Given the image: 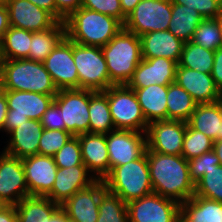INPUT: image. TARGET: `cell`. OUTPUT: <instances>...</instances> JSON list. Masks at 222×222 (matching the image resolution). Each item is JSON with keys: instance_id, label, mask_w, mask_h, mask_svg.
I'll return each mask as SVG.
<instances>
[{"instance_id": "12", "label": "cell", "mask_w": 222, "mask_h": 222, "mask_svg": "<svg viewBox=\"0 0 222 222\" xmlns=\"http://www.w3.org/2000/svg\"><path fill=\"white\" fill-rule=\"evenodd\" d=\"M109 153V172L113 167L140 158L147 149L146 132L115 129L106 134Z\"/></svg>"}, {"instance_id": "14", "label": "cell", "mask_w": 222, "mask_h": 222, "mask_svg": "<svg viewBox=\"0 0 222 222\" xmlns=\"http://www.w3.org/2000/svg\"><path fill=\"white\" fill-rule=\"evenodd\" d=\"M187 122L160 120L148 124L147 149L165 155H181Z\"/></svg>"}, {"instance_id": "16", "label": "cell", "mask_w": 222, "mask_h": 222, "mask_svg": "<svg viewBox=\"0 0 222 222\" xmlns=\"http://www.w3.org/2000/svg\"><path fill=\"white\" fill-rule=\"evenodd\" d=\"M9 24L30 32L52 28L58 20L48 11L28 0H7Z\"/></svg>"}, {"instance_id": "32", "label": "cell", "mask_w": 222, "mask_h": 222, "mask_svg": "<svg viewBox=\"0 0 222 222\" xmlns=\"http://www.w3.org/2000/svg\"><path fill=\"white\" fill-rule=\"evenodd\" d=\"M167 119L188 122L197 103L175 82L168 85Z\"/></svg>"}, {"instance_id": "44", "label": "cell", "mask_w": 222, "mask_h": 222, "mask_svg": "<svg viewBox=\"0 0 222 222\" xmlns=\"http://www.w3.org/2000/svg\"><path fill=\"white\" fill-rule=\"evenodd\" d=\"M40 121L45 129H58L65 131V122L62 118V111L58 108V105L54 101L48 107L47 111L43 114Z\"/></svg>"}, {"instance_id": "34", "label": "cell", "mask_w": 222, "mask_h": 222, "mask_svg": "<svg viewBox=\"0 0 222 222\" xmlns=\"http://www.w3.org/2000/svg\"><path fill=\"white\" fill-rule=\"evenodd\" d=\"M215 51L203 48L192 41L183 44L181 58L177 67H185L211 74Z\"/></svg>"}, {"instance_id": "15", "label": "cell", "mask_w": 222, "mask_h": 222, "mask_svg": "<svg viewBox=\"0 0 222 222\" xmlns=\"http://www.w3.org/2000/svg\"><path fill=\"white\" fill-rule=\"evenodd\" d=\"M30 196L22 159L0 151V198L7 205H16Z\"/></svg>"}, {"instance_id": "39", "label": "cell", "mask_w": 222, "mask_h": 222, "mask_svg": "<svg viewBox=\"0 0 222 222\" xmlns=\"http://www.w3.org/2000/svg\"><path fill=\"white\" fill-rule=\"evenodd\" d=\"M58 168H71L84 165L78 136H72L53 156Z\"/></svg>"}, {"instance_id": "10", "label": "cell", "mask_w": 222, "mask_h": 222, "mask_svg": "<svg viewBox=\"0 0 222 222\" xmlns=\"http://www.w3.org/2000/svg\"><path fill=\"white\" fill-rule=\"evenodd\" d=\"M54 102L62 111L65 131L73 136L89 133V90H58Z\"/></svg>"}, {"instance_id": "40", "label": "cell", "mask_w": 222, "mask_h": 222, "mask_svg": "<svg viewBox=\"0 0 222 222\" xmlns=\"http://www.w3.org/2000/svg\"><path fill=\"white\" fill-rule=\"evenodd\" d=\"M72 136L68 131L58 129L48 130L44 128L39 139L38 154L53 157Z\"/></svg>"}, {"instance_id": "50", "label": "cell", "mask_w": 222, "mask_h": 222, "mask_svg": "<svg viewBox=\"0 0 222 222\" xmlns=\"http://www.w3.org/2000/svg\"><path fill=\"white\" fill-rule=\"evenodd\" d=\"M39 8L50 12L56 18L55 0H28Z\"/></svg>"}, {"instance_id": "6", "label": "cell", "mask_w": 222, "mask_h": 222, "mask_svg": "<svg viewBox=\"0 0 222 222\" xmlns=\"http://www.w3.org/2000/svg\"><path fill=\"white\" fill-rule=\"evenodd\" d=\"M103 92L107 95L115 129L147 131L148 123L133 89L127 85H113Z\"/></svg>"}, {"instance_id": "49", "label": "cell", "mask_w": 222, "mask_h": 222, "mask_svg": "<svg viewBox=\"0 0 222 222\" xmlns=\"http://www.w3.org/2000/svg\"><path fill=\"white\" fill-rule=\"evenodd\" d=\"M0 222H17L15 205H7L0 211Z\"/></svg>"}, {"instance_id": "43", "label": "cell", "mask_w": 222, "mask_h": 222, "mask_svg": "<svg viewBox=\"0 0 222 222\" xmlns=\"http://www.w3.org/2000/svg\"><path fill=\"white\" fill-rule=\"evenodd\" d=\"M81 7L112 16L122 24L127 18L121 9L120 0H82Z\"/></svg>"}, {"instance_id": "35", "label": "cell", "mask_w": 222, "mask_h": 222, "mask_svg": "<svg viewBox=\"0 0 222 222\" xmlns=\"http://www.w3.org/2000/svg\"><path fill=\"white\" fill-rule=\"evenodd\" d=\"M97 222H129L127 203L105 188L101 192Z\"/></svg>"}, {"instance_id": "33", "label": "cell", "mask_w": 222, "mask_h": 222, "mask_svg": "<svg viewBox=\"0 0 222 222\" xmlns=\"http://www.w3.org/2000/svg\"><path fill=\"white\" fill-rule=\"evenodd\" d=\"M31 32L10 26L0 46L2 60L26 59L29 57Z\"/></svg>"}, {"instance_id": "21", "label": "cell", "mask_w": 222, "mask_h": 222, "mask_svg": "<svg viewBox=\"0 0 222 222\" xmlns=\"http://www.w3.org/2000/svg\"><path fill=\"white\" fill-rule=\"evenodd\" d=\"M96 179L85 165L58 168L52 190L46 195L53 202L62 205L80 190L88 188Z\"/></svg>"}, {"instance_id": "59", "label": "cell", "mask_w": 222, "mask_h": 222, "mask_svg": "<svg viewBox=\"0 0 222 222\" xmlns=\"http://www.w3.org/2000/svg\"><path fill=\"white\" fill-rule=\"evenodd\" d=\"M2 62V58H1V46H0V64Z\"/></svg>"}, {"instance_id": "19", "label": "cell", "mask_w": 222, "mask_h": 222, "mask_svg": "<svg viewBox=\"0 0 222 222\" xmlns=\"http://www.w3.org/2000/svg\"><path fill=\"white\" fill-rule=\"evenodd\" d=\"M103 180H96L88 188L75 193L61 208L67 217L77 222H97L101 192L105 189Z\"/></svg>"}, {"instance_id": "37", "label": "cell", "mask_w": 222, "mask_h": 222, "mask_svg": "<svg viewBox=\"0 0 222 222\" xmlns=\"http://www.w3.org/2000/svg\"><path fill=\"white\" fill-rule=\"evenodd\" d=\"M214 141L204 133L192 129L188 124L185 131L181 155L189 160L213 150Z\"/></svg>"}, {"instance_id": "24", "label": "cell", "mask_w": 222, "mask_h": 222, "mask_svg": "<svg viewBox=\"0 0 222 222\" xmlns=\"http://www.w3.org/2000/svg\"><path fill=\"white\" fill-rule=\"evenodd\" d=\"M140 40L143 59L164 57L179 63L184 42L168 30L146 33Z\"/></svg>"}, {"instance_id": "42", "label": "cell", "mask_w": 222, "mask_h": 222, "mask_svg": "<svg viewBox=\"0 0 222 222\" xmlns=\"http://www.w3.org/2000/svg\"><path fill=\"white\" fill-rule=\"evenodd\" d=\"M172 4L188 6L204 19H215L222 12L221 0H171Z\"/></svg>"}, {"instance_id": "41", "label": "cell", "mask_w": 222, "mask_h": 222, "mask_svg": "<svg viewBox=\"0 0 222 222\" xmlns=\"http://www.w3.org/2000/svg\"><path fill=\"white\" fill-rule=\"evenodd\" d=\"M218 165H220V161L213 150L191 158L188 160L190 179L196 184L206 172Z\"/></svg>"}, {"instance_id": "8", "label": "cell", "mask_w": 222, "mask_h": 222, "mask_svg": "<svg viewBox=\"0 0 222 222\" xmlns=\"http://www.w3.org/2000/svg\"><path fill=\"white\" fill-rule=\"evenodd\" d=\"M8 103L4 124V138L19 124L32 119L40 121L56 95L29 91L2 90Z\"/></svg>"}, {"instance_id": "20", "label": "cell", "mask_w": 222, "mask_h": 222, "mask_svg": "<svg viewBox=\"0 0 222 222\" xmlns=\"http://www.w3.org/2000/svg\"><path fill=\"white\" fill-rule=\"evenodd\" d=\"M44 127L41 121L29 119L15 129H13L5 138L6 145L2 151L20 159L38 154L39 139L43 133ZM8 138V139H7Z\"/></svg>"}, {"instance_id": "53", "label": "cell", "mask_w": 222, "mask_h": 222, "mask_svg": "<svg viewBox=\"0 0 222 222\" xmlns=\"http://www.w3.org/2000/svg\"><path fill=\"white\" fill-rule=\"evenodd\" d=\"M213 151L220 161V165H222V139L214 141Z\"/></svg>"}, {"instance_id": "9", "label": "cell", "mask_w": 222, "mask_h": 222, "mask_svg": "<svg viewBox=\"0 0 222 222\" xmlns=\"http://www.w3.org/2000/svg\"><path fill=\"white\" fill-rule=\"evenodd\" d=\"M171 0H141L127 16L123 28L137 36L168 30L172 16Z\"/></svg>"}, {"instance_id": "47", "label": "cell", "mask_w": 222, "mask_h": 222, "mask_svg": "<svg viewBox=\"0 0 222 222\" xmlns=\"http://www.w3.org/2000/svg\"><path fill=\"white\" fill-rule=\"evenodd\" d=\"M8 112V103H7V98L5 96V93L1 90L0 91V133L1 138L4 140V124H5V119L6 115Z\"/></svg>"}, {"instance_id": "3", "label": "cell", "mask_w": 222, "mask_h": 222, "mask_svg": "<svg viewBox=\"0 0 222 222\" xmlns=\"http://www.w3.org/2000/svg\"><path fill=\"white\" fill-rule=\"evenodd\" d=\"M1 90L29 91L56 95L58 89L43 62L29 59L2 60Z\"/></svg>"}, {"instance_id": "1", "label": "cell", "mask_w": 222, "mask_h": 222, "mask_svg": "<svg viewBox=\"0 0 222 222\" xmlns=\"http://www.w3.org/2000/svg\"><path fill=\"white\" fill-rule=\"evenodd\" d=\"M146 155L154 193L179 204L195 195L188 160L182 155H165L148 149Z\"/></svg>"}, {"instance_id": "31", "label": "cell", "mask_w": 222, "mask_h": 222, "mask_svg": "<svg viewBox=\"0 0 222 222\" xmlns=\"http://www.w3.org/2000/svg\"><path fill=\"white\" fill-rule=\"evenodd\" d=\"M64 37L65 25L59 21L47 30L31 32V45L27 59L43 62Z\"/></svg>"}, {"instance_id": "56", "label": "cell", "mask_w": 222, "mask_h": 222, "mask_svg": "<svg viewBox=\"0 0 222 222\" xmlns=\"http://www.w3.org/2000/svg\"><path fill=\"white\" fill-rule=\"evenodd\" d=\"M7 206V203H5L1 198H0V211Z\"/></svg>"}, {"instance_id": "46", "label": "cell", "mask_w": 222, "mask_h": 222, "mask_svg": "<svg viewBox=\"0 0 222 222\" xmlns=\"http://www.w3.org/2000/svg\"><path fill=\"white\" fill-rule=\"evenodd\" d=\"M215 86L222 92V47L214 53V63L211 73Z\"/></svg>"}, {"instance_id": "18", "label": "cell", "mask_w": 222, "mask_h": 222, "mask_svg": "<svg viewBox=\"0 0 222 222\" xmlns=\"http://www.w3.org/2000/svg\"><path fill=\"white\" fill-rule=\"evenodd\" d=\"M177 66L175 61L164 57L142 59L127 86L138 89L153 84L169 85L175 82Z\"/></svg>"}, {"instance_id": "30", "label": "cell", "mask_w": 222, "mask_h": 222, "mask_svg": "<svg viewBox=\"0 0 222 222\" xmlns=\"http://www.w3.org/2000/svg\"><path fill=\"white\" fill-rule=\"evenodd\" d=\"M115 130L107 95L89 90V133L108 134Z\"/></svg>"}, {"instance_id": "13", "label": "cell", "mask_w": 222, "mask_h": 222, "mask_svg": "<svg viewBox=\"0 0 222 222\" xmlns=\"http://www.w3.org/2000/svg\"><path fill=\"white\" fill-rule=\"evenodd\" d=\"M58 90L79 89V77L73 58V42L66 36L43 61Z\"/></svg>"}, {"instance_id": "52", "label": "cell", "mask_w": 222, "mask_h": 222, "mask_svg": "<svg viewBox=\"0 0 222 222\" xmlns=\"http://www.w3.org/2000/svg\"><path fill=\"white\" fill-rule=\"evenodd\" d=\"M67 214L60 207L47 222H66Z\"/></svg>"}, {"instance_id": "4", "label": "cell", "mask_w": 222, "mask_h": 222, "mask_svg": "<svg viewBox=\"0 0 222 222\" xmlns=\"http://www.w3.org/2000/svg\"><path fill=\"white\" fill-rule=\"evenodd\" d=\"M101 50L110 81L114 85H127L143 59L140 37L122 28Z\"/></svg>"}, {"instance_id": "54", "label": "cell", "mask_w": 222, "mask_h": 222, "mask_svg": "<svg viewBox=\"0 0 222 222\" xmlns=\"http://www.w3.org/2000/svg\"><path fill=\"white\" fill-rule=\"evenodd\" d=\"M215 19L220 27V32L222 34V12Z\"/></svg>"}, {"instance_id": "38", "label": "cell", "mask_w": 222, "mask_h": 222, "mask_svg": "<svg viewBox=\"0 0 222 222\" xmlns=\"http://www.w3.org/2000/svg\"><path fill=\"white\" fill-rule=\"evenodd\" d=\"M197 45L213 51L222 47V34L216 19H203L192 39Z\"/></svg>"}, {"instance_id": "28", "label": "cell", "mask_w": 222, "mask_h": 222, "mask_svg": "<svg viewBox=\"0 0 222 222\" xmlns=\"http://www.w3.org/2000/svg\"><path fill=\"white\" fill-rule=\"evenodd\" d=\"M60 207L47 196H27L15 205L17 222H47Z\"/></svg>"}, {"instance_id": "55", "label": "cell", "mask_w": 222, "mask_h": 222, "mask_svg": "<svg viewBox=\"0 0 222 222\" xmlns=\"http://www.w3.org/2000/svg\"><path fill=\"white\" fill-rule=\"evenodd\" d=\"M219 106H220V110H221V113H222V92L219 96V99L217 100ZM221 126H222V123H221ZM220 139H222V128H221V133H220Z\"/></svg>"}, {"instance_id": "2", "label": "cell", "mask_w": 222, "mask_h": 222, "mask_svg": "<svg viewBox=\"0 0 222 222\" xmlns=\"http://www.w3.org/2000/svg\"><path fill=\"white\" fill-rule=\"evenodd\" d=\"M65 36L72 42L88 46H105L122 28L116 18L80 7L65 21Z\"/></svg>"}, {"instance_id": "48", "label": "cell", "mask_w": 222, "mask_h": 222, "mask_svg": "<svg viewBox=\"0 0 222 222\" xmlns=\"http://www.w3.org/2000/svg\"><path fill=\"white\" fill-rule=\"evenodd\" d=\"M9 27V16L6 4L0 5V43Z\"/></svg>"}, {"instance_id": "29", "label": "cell", "mask_w": 222, "mask_h": 222, "mask_svg": "<svg viewBox=\"0 0 222 222\" xmlns=\"http://www.w3.org/2000/svg\"><path fill=\"white\" fill-rule=\"evenodd\" d=\"M171 13L168 31L184 43L192 41L204 18L196 10L180 4H172Z\"/></svg>"}, {"instance_id": "51", "label": "cell", "mask_w": 222, "mask_h": 222, "mask_svg": "<svg viewBox=\"0 0 222 222\" xmlns=\"http://www.w3.org/2000/svg\"><path fill=\"white\" fill-rule=\"evenodd\" d=\"M141 0H120L123 14L127 17Z\"/></svg>"}, {"instance_id": "45", "label": "cell", "mask_w": 222, "mask_h": 222, "mask_svg": "<svg viewBox=\"0 0 222 222\" xmlns=\"http://www.w3.org/2000/svg\"><path fill=\"white\" fill-rule=\"evenodd\" d=\"M56 19L59 22L64 21L82 5V0H55Z\"/></svg>"}, {"instance_id": "5", "label": "cell", "mask_w": 222, "mask_h": 222, "mask_svg": "<svg viewBox=\"0 0 222 222\" xmlns=\"http://www.w3.org/2000/svg\"><path fill=\"white\" fill-rule=\"evenodd\" d=\"M103 181L107 190L126 203L154 193L146 152L128 164L113 167Z\"/></svg>"}, {"instance_id": "57", "label": "cell", "mask_w": 222, "mask_h": 222, "mask_svg": "<svg viewBox=\"0 0 222 222\" xmlns=\"http://www.w3.org/2000/svg\"><path fill=\"white\" fill-rule=\"evenodd\" d=\"M7 3V0H0V5H4Z\"/></svg>"}, {"instance_id": "7", "label": "cell", "mask_w": 222, "mask_h": 222, "mask_svg": "<svg viewBox=\"0 0 222 222\" xmlns=\"http://www.w3.org/2000/svg\"><path fill=\"white\" fill-rule=\"evenodd\" d=\"M73 58L79 77V89L105 91L114 85L110 81L101 47L73 42Z\"/></svg>"}, {"instance_id": "23", "label": "cell", "mask_w": 222, "mask_h": 222, "mask_svg": "<svg viewBox=\"0 0 222 222\" xmlns=\"http://www.w3.org/2000/svg\"><path fill=\"white\" fill-rule=\"evenodd\" d=\"M175 83L184 88L197 104L217 102L221 94L211 74L177 67Z\"/></svg>"}, {"instance_id": "26", "label": "cell", "mask_w": 222, "mask_h": 222, "mask_svg": "<svg viewBox=\"0 0 222 222\" xmlns=\"http://www.w3.org/2000/svg\"><path fill=\"white\" fill-rule=\"evenodd\" d=\"M180 222H222V203L193 195L180 204Z\"/></svg>"}, {"instance_id": "11", "label": "cell", "mask_w": 222, "mask_h": 222, "mask_svg": "<svg viewBox=\"0 0 222 222\" xmlns=\"http://www.w3.org/2000/svg\"><path fill=\"white\" fill-rule=\"evenodd\" d=\"M129 222H180V204L152 193L127 203Z\"/></svg>"}, {"instance_id": "25", "label": "cell", "mask_w": 222, "mask_h": 222, "mask_svg": "<svg viewBox=\"0 0 222 222\" xmlns=\"http://www.w3.org/2000/svg\"><path fill=\"white\" fill-rule=\"evenodd\" d=\"M133 90L148 124L167 120L168 85L153 84Z\"/></svg>"}, {"instance_id": "22", "label": "cell", "mask_w": 222, "mask_h": 222, "mask_svg": "<svg viewBox=\"0 0 222 222\" xmlns=\"http://www.w3.org/2000/svg\"><path fill=\"white\" fill-rule=\"evenodd\" d=\"M77 136L81 146L83 164L96 180H103L109 174L106 134L83 133Z\"/></svg>"}, {"instance_id": "17", "label": "cell", "mask_w": 222, "mask_h": 222, "mask_svg": "<svg viewBox=\"0 0 222 222\" xmlns=\"http://www.w3.org/2000/svg\"><path fill=\"white\" fill-rule=\"evenodd\" d=\"M29 195L46 196L54 185L58 167L52 156L34 155L22 159Z\"/></svg>"}, {"instance_id": "36", "label": "cell", "mask_w": 222, "mask_h": 222, "mask_svg": "<svg viewBox=\"0 0 222 222\" xmlns=\"http://www.w3.org/2000/svg\"><path fill=\"white\" fill-rule=\"evenodd\" d=\"M195 196L222 203V165L210 169L197 181Z\"/></svg>"}, {"instance_id": "27", "label": "cell", "mask_w": 222, "mask_h": 222, "mask_svg": "<svg viewBox=\"0 0 222 222\" xmlns=\"http://www.w3.org/2000/svg\"><path fill=\"white\" fill-rule=\"evenodd\" d=\"M188 125L213 141L220 139L222 113L218 102L197 104Z\"/></svg>"}, {"instance_id": "58", "label": "cell", "mask_w": 222, "mask_h": 222, "mask_svg": "<svg viewBox=\"0 0 222 222\" xmlns=\"http://www.w3.org/2000/svg\"><path fill=\"white\" fill-rule=\"evenodd\" d=\"M66 222H77L75 220L70 219L69 217H67Z\"/></svg>"}]
</instances>
